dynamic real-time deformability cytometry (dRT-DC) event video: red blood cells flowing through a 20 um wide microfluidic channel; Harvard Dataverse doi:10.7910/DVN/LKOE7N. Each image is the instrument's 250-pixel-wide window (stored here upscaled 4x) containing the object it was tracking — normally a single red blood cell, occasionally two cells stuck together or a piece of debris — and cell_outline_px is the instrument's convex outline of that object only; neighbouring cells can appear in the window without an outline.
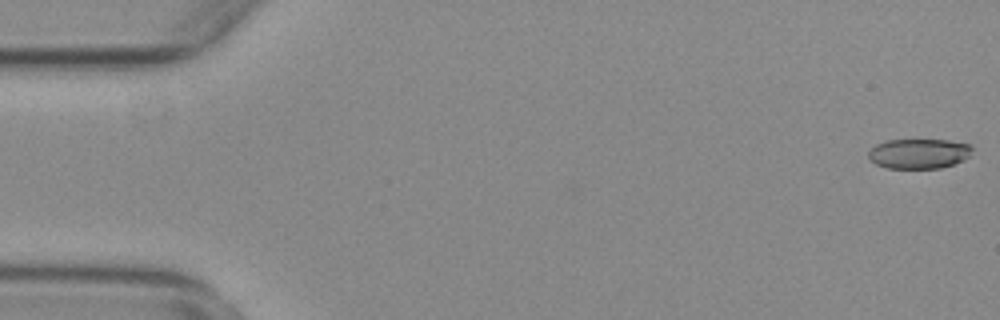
{"species": "common noctule bat (a hibernating species)", "species_latin": "Nyctalus noctula", "temperature_condition": "warm", "stored_images_in_passage": 11, "camera_frame_rate_fps": 3000, "um_per_image_px": 0.085, "animal": {"sex": "female", "body_mass_g": 29.2, "forearm_length_mm": 56.3}, "frame": {"image": 1, "passage_image": 1, "time_ms": 0.0, "image_size_px": [1000, 320], "cell_outline_px": [[972, 148], [968, 156], [964, 160], [940, 168], [888, 168], [876, 164], [868, 156], [868, 152], [876, 144], [888, 140], [948, 140], [972, 144]], "centroid_in_image_um": [78.12, 13.05], "position_along_channel_um": 6.9, "area_um2": 17.98}}